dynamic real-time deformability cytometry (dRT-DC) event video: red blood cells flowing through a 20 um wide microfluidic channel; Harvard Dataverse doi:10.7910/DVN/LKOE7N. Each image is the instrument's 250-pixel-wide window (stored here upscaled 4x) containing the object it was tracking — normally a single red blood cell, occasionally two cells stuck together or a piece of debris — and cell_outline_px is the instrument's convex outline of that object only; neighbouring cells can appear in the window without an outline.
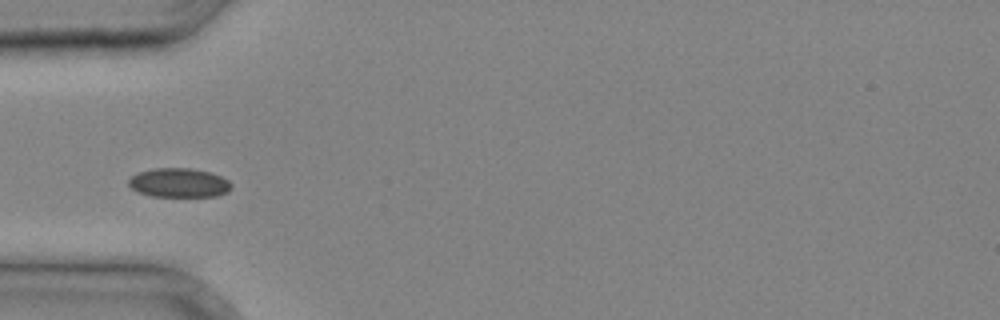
{"species": "common noctule bat (a hibernating species)", "species_latin": "Nyctalus noctula", "temperature_condition": "cold", "stored_images_in_passage": 26, "camera_frame_rate_fps": 3000, "um_per_image_px": 0.085, "animal": {"sex": "male", "body_mass_g": 20.4}, "frame": {"image": 1, "passage_image": 1, "time_ms": 0.0, "image_size_px": [1000, 320], "cell_outline_px": [[232, 188], [228, 192], [216, 196], [152, 196], [140, 192], [132, 188], [128, 184], [128, 180], [132, 176], [140, 172], [152, 168], [192, 168], [212, 172], [228, 180], [232, 184]], "centroid_in_image_um": [15.25, 15.53], "position_along_channel_um": 69.7, "area_um2": 17.46}}
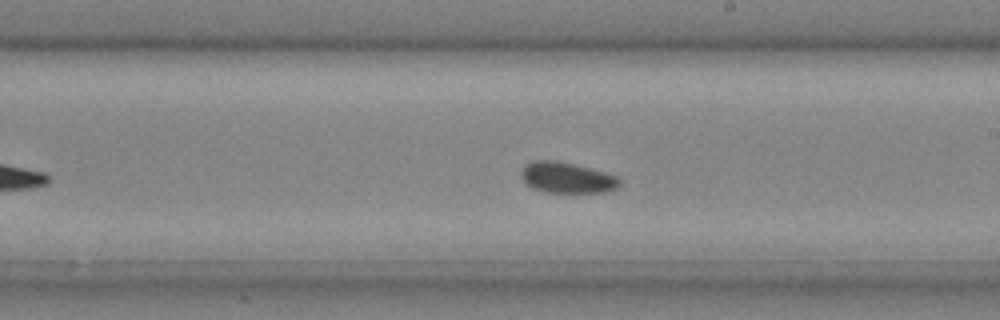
{"frame": {"image": 2, "passage_image": 11, "time_ms": 3.333, "image_size_px": [1000, 320], "cell_outline_px": [[620, 184], [616, 188], [604, 192], [544, 192], [532, 188], [524, 180], [524, 164], [532, 160], [556, 160], [588, 168], [616, 176], [620, 180]], "centroid_in_image_um": [48.18, 15.1], "position_along_channel_um": 240.8, "area_um2": 17.22}}
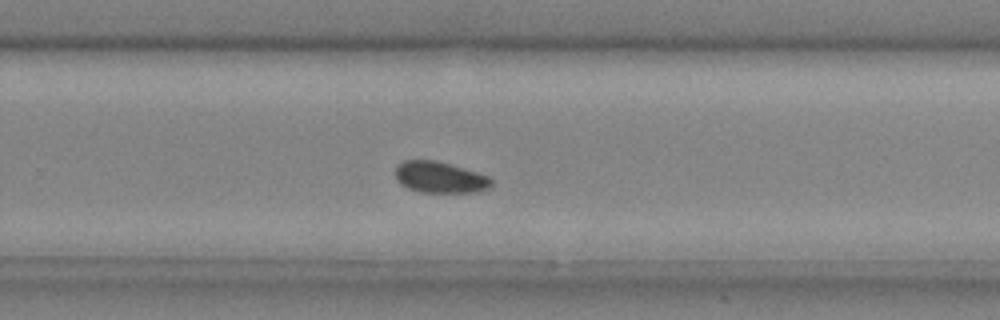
{"frame": {"image": 3, "passage_image": 14, "time_ms": 4.333, "image_size_px": [1000, 320], "cell_outline_px": [[492, 184], [488, 188], [472, 192], [424, 192], [408, 188], [400, 184], [396, 180], [396, 164], [404, 160], [436, 160], [464, 168], [488, 176], [492, 180]], "centroid_in_image_um": [37.35, 15.06], "position_along_channel_um": 292.4, "area_um2": 17.4}}